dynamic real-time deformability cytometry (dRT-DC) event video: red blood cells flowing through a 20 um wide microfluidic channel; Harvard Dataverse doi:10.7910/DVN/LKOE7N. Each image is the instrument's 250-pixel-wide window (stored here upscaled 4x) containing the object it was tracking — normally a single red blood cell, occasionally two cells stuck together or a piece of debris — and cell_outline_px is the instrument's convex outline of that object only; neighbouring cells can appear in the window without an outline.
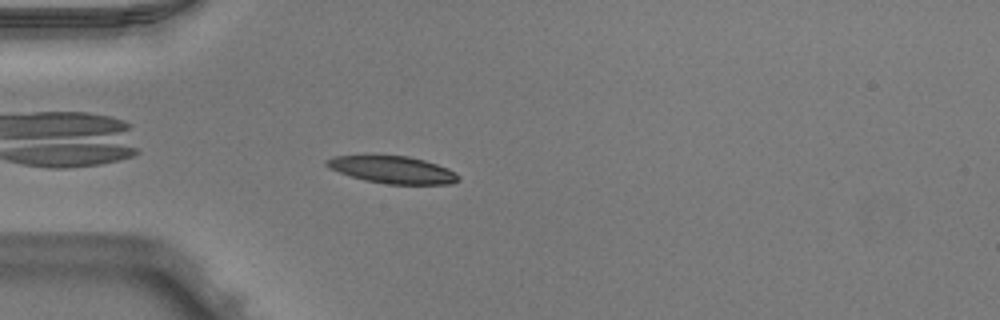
{"species": "Egyptian fruit bat (a non-hibernating species)", "species_latin": "Rousettus aegyptiacus", "temperature_condition": "warm", "stored_images_in_passage": 41, "camera_frame_rate_fps": 3000, "um_per_image_px": 0.085, "animal": {"sex": "male"}, "frame": {"image": 1, "passage_image": 5, "time_ms": 1.333, "image_size_px": [1000, 320], "cell_outline_px": [[460, 180], [452, 184], [388, 184], [364, 180], [340, 172], [324, 164], [324, 160], [336, 156], [408, 156], [424, 160], [448, 168], [456, 172], [460, 176]], "centroid_in_image_um": [33.43, 14.44], "position_along_channel_um": 51.6, "area_um2": 20.69}}
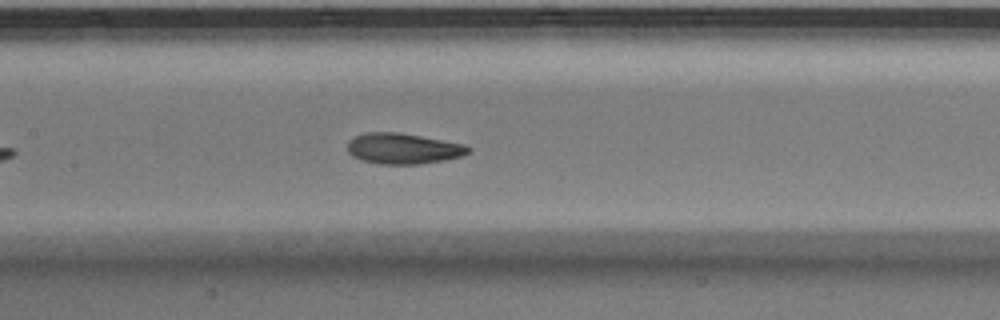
{"frame": {"image": 2, "passage_image": 15, "time_ms": 4.667, "image_size_px": [1000, 320], "cell_outline_px": [[472, 152], [464, 156], [444, 160], [420, 164], [380, 164], [360, 160], [352, 156], [348, 152], [348, 140], [364, 132], [400, 132], [464, 144], [472, 148]], "centroid_in_image_um": [34.29, 12.63], "position_along_channel_um": 173.1, "area_um2": 21.91}}
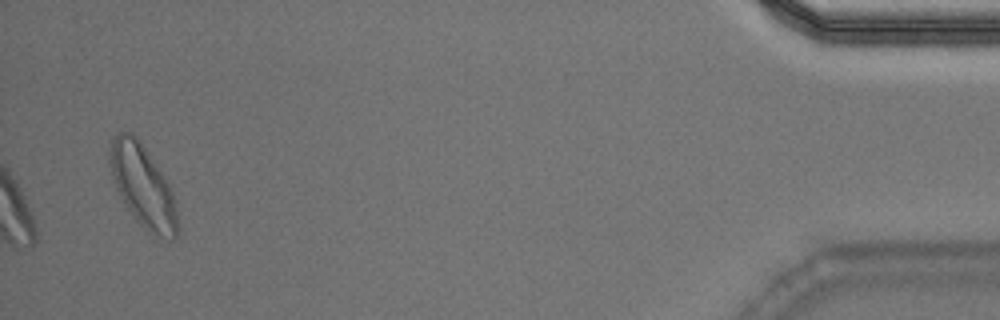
{"frame": {"image": 3, "passage_image": 40, "time_ms": 13.0, "image_size_px": [1000, 320], "cell_outline_px": [[176, 236], [172, 240], [156, 240], [136, 220], [124, 204], [116, 188], [112, 176], [108, 160], [112, 136], [116, 132], [132, 132], [136, 136], [168, 184], [172, 192], [176, 204]], "centroid_in_image_um": [12.11, 15.86], "position_along_channel_um": 423.1, "area_um2": 32.25}, "authors_computed_cell_mechanics": {"area_um2": 21.9062, "velocity_mm_per_s": 3.9467, "shape_relaxation_time_tau1_ms": 2.3009, "shape_relaxation_time_tau2_ms": 1.8769, "deformation_change_tau1": 0.1402, "deformation_change_tau2": 0.0828}}